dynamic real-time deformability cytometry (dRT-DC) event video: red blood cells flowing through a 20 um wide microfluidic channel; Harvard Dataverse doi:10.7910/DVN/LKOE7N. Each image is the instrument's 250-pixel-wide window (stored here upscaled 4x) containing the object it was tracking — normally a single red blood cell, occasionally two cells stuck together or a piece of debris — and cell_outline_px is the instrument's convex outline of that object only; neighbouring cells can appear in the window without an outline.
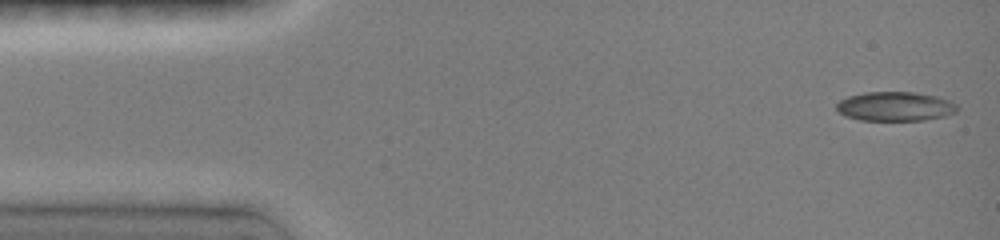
{"species": "common noctule bat (a hibernating species)", "species_latin": "Nyctalus noctula", "temperature_condition": "room temperature", "stored_images_in_passage": 11, "camera_frame_rate_fps": 3000, "um_per_image_px": 0.085, "animal": {"sex": "female", "body_mass_g": 19.0, "forearm_length_mm": 51.5}, "frame": {"image": 1, "passage_image": 1, "time_ms": 0.0, "image_size_px": [1000, 240], "cell_outline_px": [[960, 108], [956, 112], [944, 116], [924, 120], [860, 120], [844, 116], [836, 112], [836, 104], [840, 100], [848, 96], [864, 92], [916, 92], [936, 96], [952, 100]], "centroid_in_image_um": [76.08, 9.04], "position_along_channel_um": 8.9, "area_um2": 20.87}}
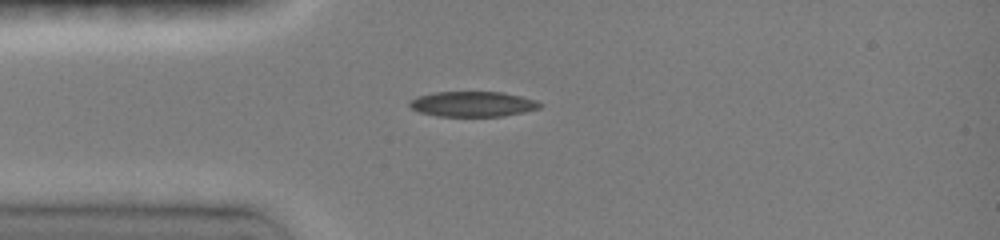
{"frame": {"image": 2, "passage_image": 5, "time_ms": 3.333, "image_size_px": [1000, 240], "cell_outline_px": [[544, 104], [540, 108], [524, 112], [500, 116], [436, 116], [420, 112], [412, 108], [408, 104], [416, 96], [432, 92], [504, 92], [536, 100]], "centroid_in_image_um": [40.19, 8.84], "position_along_channel_um": 44.8, "area_um2": 19.19}}
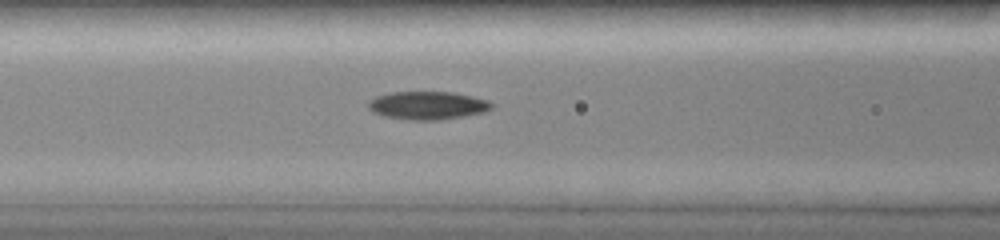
{"frame": {"image": 3, "passage_image": 8, "time_ms": 5.667, "image_size_px": [1000, 240], "cell_outline_px": [[492, 108], [484, 112], [464, 116], [436, 120], [408, 120], [384, 116], [372, 112], [368, 108], [368, 100], [376, 96], [388, 92], [452, 92], [472, 96], [488, 100], [492, 104]], "centroid_in_image_um": [36.3, 8.96], "position_along_channel_um": 130.3, "area_um2": 20.29}}